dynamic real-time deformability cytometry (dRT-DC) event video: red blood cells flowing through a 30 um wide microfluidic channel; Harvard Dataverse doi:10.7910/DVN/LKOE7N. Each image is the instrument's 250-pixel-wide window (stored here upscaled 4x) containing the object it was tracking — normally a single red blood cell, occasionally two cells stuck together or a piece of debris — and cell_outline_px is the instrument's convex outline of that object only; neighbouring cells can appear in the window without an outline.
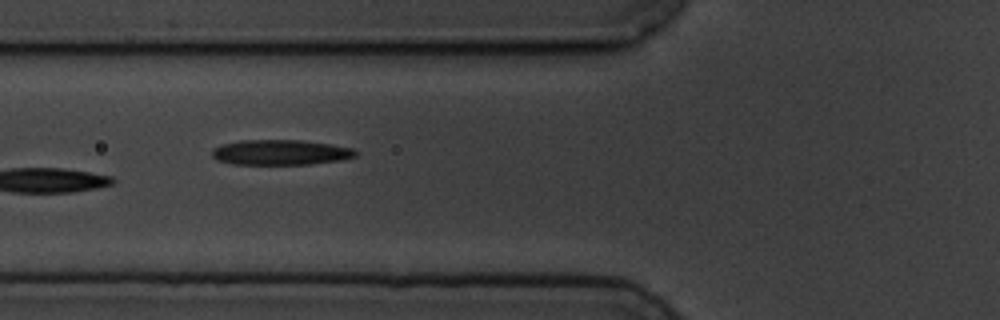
{"species": "common noctule bat (a hibernating species)", "species_latin": "Nyctalus noctula", "temperature_condition": "cold", "stored_images_in_passage": 7, "camera_frame_rate_fps": 3000, "um_per_image_px": 0.085, "animal": {"sex": "male", "body_mass_g": 19.5, "forearm_length_mm": 54.6}, "frame": {"image": 1, "passage_image": 7, "time_ms": 7.333, "image_size_px": [1000, 320], "cell_outline_px": [[360, 152], [356, 156], [340, 160], [312, 164], [232, 164], [216, 160], [212, 156], [212, 148], [220, 144], [240, 140], [300, 140], [328, 144], [352, 148]], "centroid_in_image_um": [23.81, 12.95], "position_along_channel_um": 102.0, "area_um2": 21.21}}